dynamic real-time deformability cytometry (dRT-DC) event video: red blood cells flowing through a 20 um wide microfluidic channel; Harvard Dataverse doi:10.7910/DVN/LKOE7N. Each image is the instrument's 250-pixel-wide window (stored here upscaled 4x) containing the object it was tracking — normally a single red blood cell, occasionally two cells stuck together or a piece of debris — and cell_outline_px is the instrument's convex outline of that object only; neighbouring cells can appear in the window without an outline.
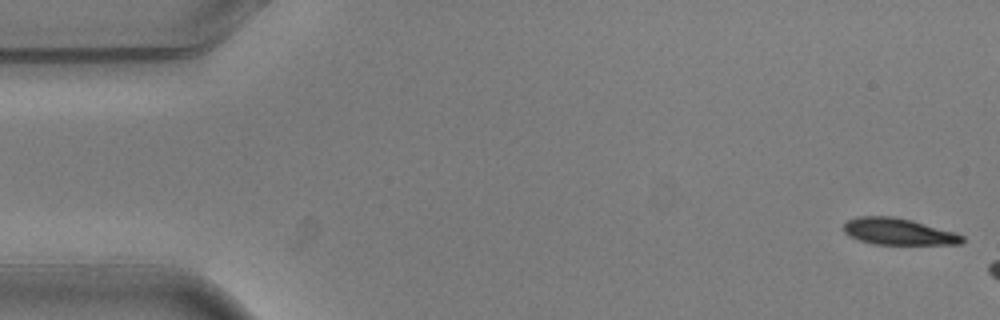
{"species": "common noctule bat (a hibernating species)", "species_latin": "Nyctalus noctula", "temperature_condition": "warm", "stored_images_in_passage": 3, "camera_frame_rate_fps": 3000, "um_per_image_px": 0.085, "animal": {"sex": "male", "body_mass_g": 20.5, "forearm_length_mm": 52.5}, "frame": {"image": 1, "passage_image": 1, "time_ms": 0.0, "image_size_px": [1000, 320], "cell_outline_px": [[964, 240], [960, 244], [872, 244], [848, 236], [844, 232], [844, 224], [848, 220], [856, 216], [892, 216], [912, 220], [956, 232], [964, 236]], "centroid_in_image_um": [76.36, 19.68], "position_along_channel_um": 8.6, "area_um2": 18.44}}